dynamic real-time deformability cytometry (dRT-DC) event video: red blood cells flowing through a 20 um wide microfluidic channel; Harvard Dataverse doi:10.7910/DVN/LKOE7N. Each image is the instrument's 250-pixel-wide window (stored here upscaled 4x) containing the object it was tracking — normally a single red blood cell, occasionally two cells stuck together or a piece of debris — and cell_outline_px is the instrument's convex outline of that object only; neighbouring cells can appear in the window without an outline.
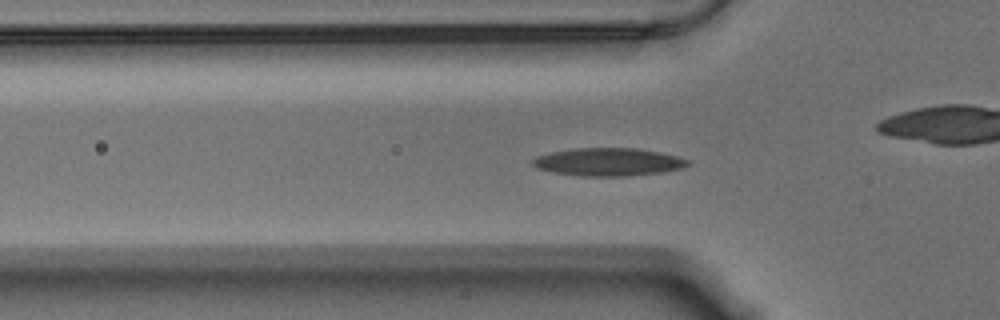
{"species": "Egyptian fruit bat (a non-hibernating species)", "species_latin": "Rousettus aegyptiacus", "temperature_condition": "warm", "stored_images_in_passage": 57, "camera_frame_rate_fps": 3000, "um_per_image_px": 0.085, "animal": {"sex": "male"}, "frame": {"image": 1, "passage_image": 17, "time_ms": 5.333, "image_size_px": [1000, 320], "cell_outline_px": [[688, 164], [680, 168], [660, 172], [624, 176], [584, 176], [552, 172], [536, 168], [532, 164], [532, 160], [536, 156], [552, 152], [572, 148], [636, 148], [660, 152], [676, 156], [688, 160]], "centroid_in_image_um": [51.64, 13.76], "position_along_channel_um": 74.2, "area_um2": 24.97}}
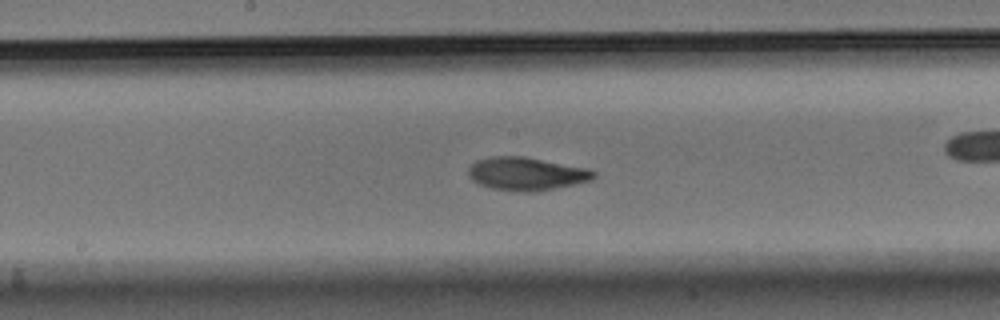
{"frame": {"image": 2, "passage_image": 28, "time_ms": 9.0, "image_size_px": [1000, 320], "cell_outline_px": [[596, 176], [592, 180], [532, 192], [520, 192], [492, 188], [480, 184], [472, 180], [468, 176], [468, 168], [476, 160], [492, 156], [524, 156], [588, 168], [596, 172]], "centroid_in_image_um": [44.73, 14.76], "position_along_channel_um": 203.5, "area_um2": 24.1}}
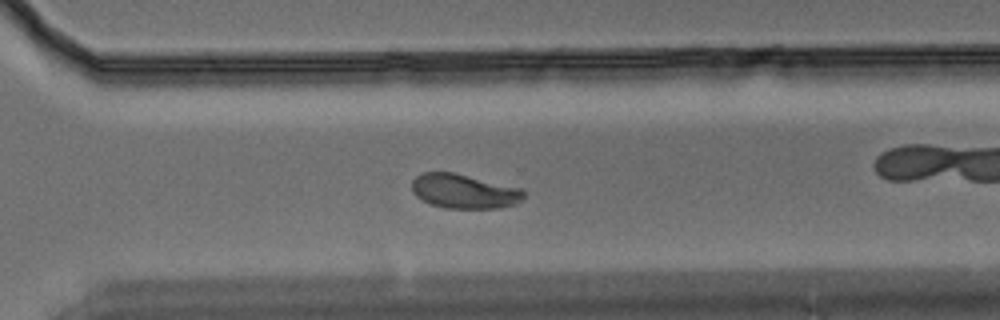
{"frame": {"image": 3, "passage_image": 39, "time_ms": 12.667, "image_size_px": [1000, 320], "cell_outline_px": [[524, 196], [516, 204], [500, 208], [444, 208], [432, 204], [416, 196], [412, 192], [412, 180], [420, 172], [452, 172], [524, 188]], "centroid_in_image_um": [39.46, 16.25], "position_along_channel_um": 331.1, "area_um2": 22.54}, "authors_computed_cell_mechanics": {"area_um2": 23.2356, "velocity_mm_per_s": 3.4919, "shape_relaxation_time_tau1_ms": 5.9087, "shape_relaxation_time_tau2_ms": 1.5354, "deformation_change_tau1": 0.184, "deformation_change_tau2": 0.0588}}